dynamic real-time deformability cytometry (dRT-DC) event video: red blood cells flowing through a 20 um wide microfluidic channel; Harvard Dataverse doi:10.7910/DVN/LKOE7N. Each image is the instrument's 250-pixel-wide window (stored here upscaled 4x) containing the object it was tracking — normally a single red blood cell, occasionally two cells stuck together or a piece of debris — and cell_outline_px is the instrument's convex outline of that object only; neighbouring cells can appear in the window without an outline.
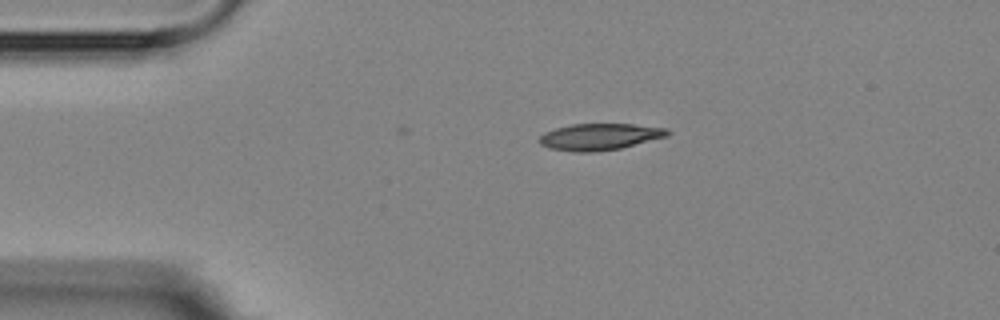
{"species": "Egyptian fruit bat (a non-hibernating species)", "species_latin": "Rousettus aegyptiacus", "temperature_condition": "room temperature", "stored_images_in_passage": 2, "camera_frame_rate_fps": 3000, "um_per_image_px": 0.085, "animal": {"sex": "female"}, "frame": {"image": 1, "passage_image": 1, "time_ms": 0.0, "image_size_px": [1000, 320], "cell_outline_px": [[672, 132], [668, 136], [620, 148], [596, 152], [572, 152], [548, 148], [540, 144], [540, 136], [544, 132], [556, 128], [572, 124], [632, 124], [668, 128]], "centroid_in_image_um": [50.98, 11.63], "position_along_channel_um": 34.0, "area_um2": 19.94}}